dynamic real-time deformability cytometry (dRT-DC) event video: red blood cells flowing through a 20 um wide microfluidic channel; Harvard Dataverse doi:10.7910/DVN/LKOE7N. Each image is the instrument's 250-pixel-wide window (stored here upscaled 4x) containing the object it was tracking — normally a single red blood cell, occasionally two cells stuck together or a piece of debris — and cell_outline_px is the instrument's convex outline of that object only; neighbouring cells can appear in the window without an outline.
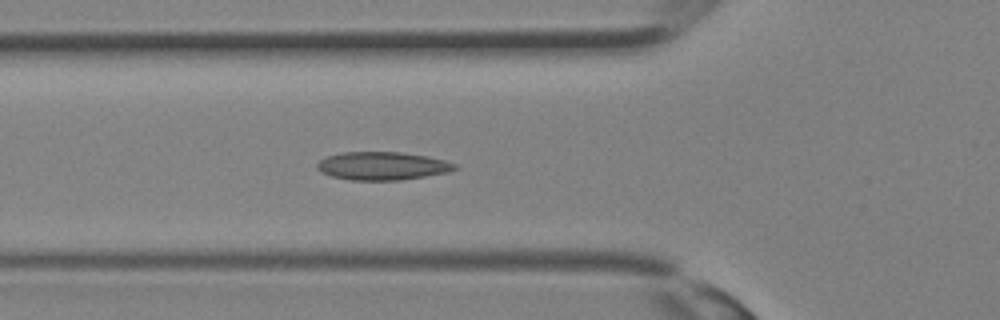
{"species": "Egyptian fruit bat (a non-hibernating species)", "species_latin": "Rousettus aegyptiacus", "temperature_condition": "room temperature", "stored_images_in_passage": 31, "camera_frame_rate_fps": 3000, "um_per_image_px": 0.085, "animal": {"sex": "female"}, "frame": {"image": 1, "passage_image": 11, "time_ms": 3.333, "image_size_px": [1000, 320], "cell_outline_px": [[456, 168], [448, 172], [400, 180], [348, 180], [332, 176], [320, 172], [316, 168], [316, 164], [324, 156], [340, 152], [404, 152], [428, 156], [444, 160], [456, 164]], "centroid_in_image_um": [32.44, 14.09], "position_along_channel_um": 93.4, "area_um2": 22.72}}
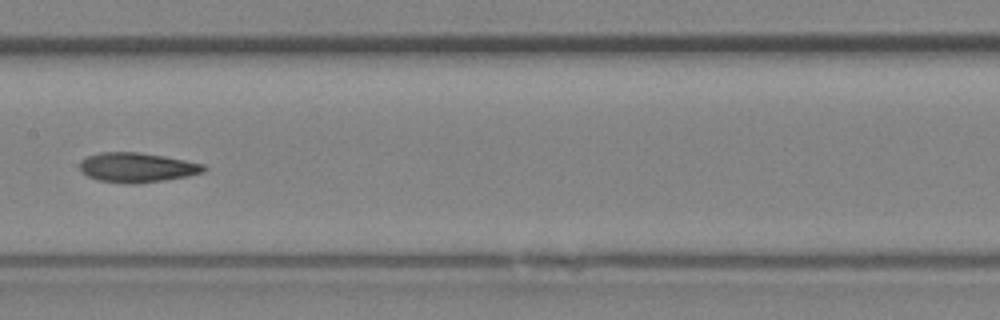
{"frame": {"image": 2, "passage_image": 16, "time_ms": 5.0, "image_size_px": [1000, 320], "cell_outline_px": [[208, 168], [204, 172], [188, 176], [164, 180], [136, 184], [128, 184], [96, 180], [80, 172], [80, 160], [88, 156], [100, 152], [136, 152], [164, 156], [204, 164]], "centroid_in_image_um": [11.63, 14.24], "position_along_channel_um": 195.8, "area_um2": 21.56}}
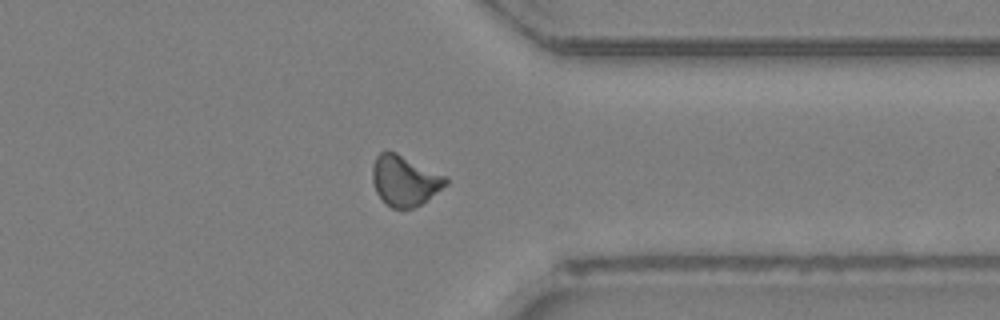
{"frame": {"image": 3, "passage_image": 25, "time_ms": 8.0, "image_size_px": [1000, 320], "cell_outline_px": [[448, 184], [420, 204], [412, 208], [392, 208], [384, 204], [376, 192], [372, 180], [372, 164], [376, 156], [380, 152], [388, 148], [444, 176], [448, 180]], "centroid_in_image_um": [34.33, 15.34], "position_along_channel_um": 377.1, "area_um2": 21.5}}